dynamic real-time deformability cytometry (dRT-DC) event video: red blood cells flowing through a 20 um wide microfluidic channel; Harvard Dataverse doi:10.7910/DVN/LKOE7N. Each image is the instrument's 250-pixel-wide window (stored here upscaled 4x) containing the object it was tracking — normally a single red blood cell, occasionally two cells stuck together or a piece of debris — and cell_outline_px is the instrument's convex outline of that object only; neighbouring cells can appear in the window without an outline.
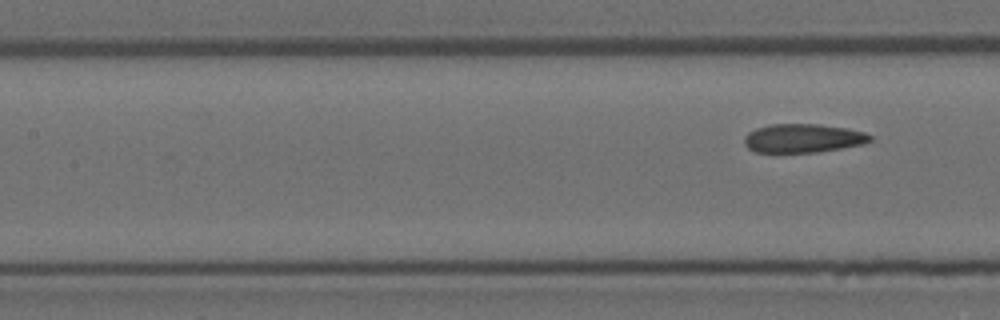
{"species": "Egyptian fruit bat (a non-hibernating species)", "species_latin": "Rousettus aegyptiacus", "temperature_condition": "room temperature", "stored_images_in_passage": 8, "camera_frame_rate_fps": 3000, "um_per_image_px": 0.085, "animal": {"sex": "female"}, "frame": {"image": 1, "passage_image": 8, "time_ms": 2.333, "image_size_px": [1000, 320], "cell_outline_px": [[872, 140], [864, 144], [816, 152], [756, 152], [748, 148], [744, 144], [744, 136], [748, 132], [756, 128], [772, 124], [816, 124], [848, 128], [864, 132], [872, 136]], "centroid_in_image_um": [68.25, 11.74], "position_along_channel_um": 139.2, "area_um2": 21.04}}